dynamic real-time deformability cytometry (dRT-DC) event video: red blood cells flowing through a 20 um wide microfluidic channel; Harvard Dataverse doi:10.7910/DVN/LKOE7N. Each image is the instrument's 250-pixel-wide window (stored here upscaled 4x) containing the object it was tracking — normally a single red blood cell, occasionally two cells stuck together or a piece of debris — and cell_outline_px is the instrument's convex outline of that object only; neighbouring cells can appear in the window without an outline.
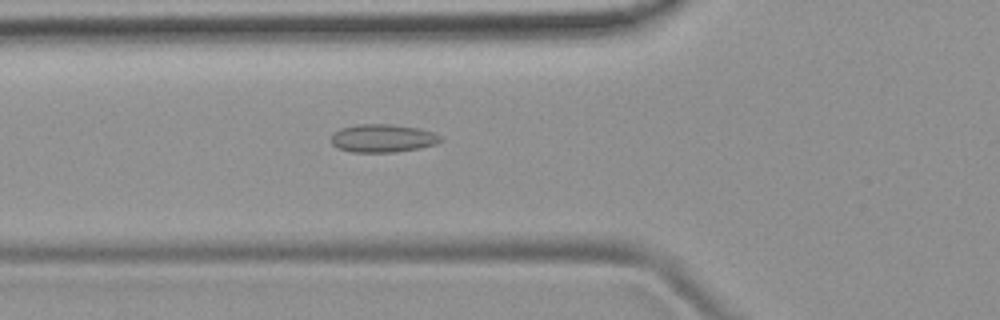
{"species": "common noctule bat (a hibernating species)", "species_latin": "Nyctalus noctula", "temperature_condition": "room temperature", "stored_images_in_passage": 52, "camera_frame_rate_fps": 3000, "um_per_image_px": 0.085, "animal": {"sex": "female", "body_mass_g": 19.9}, "frame": {"image": 1, "passage_image": 18, "time_ms": 5.667, "image_size_px": [1000, 320], "cell_outline_px": [[444, 140], [436, 144], [420, 148], [396, 152], [352, 152], [336, 148], [332, 144], [332, 136], [340, 128], [356, 124], [392, 124], [420, 128], [432, 132], [440, 136]], "centroid_in_image_um": [32.55, 11.75], "position_along_channel_um": 93.3, "area_um2": 18.03}}
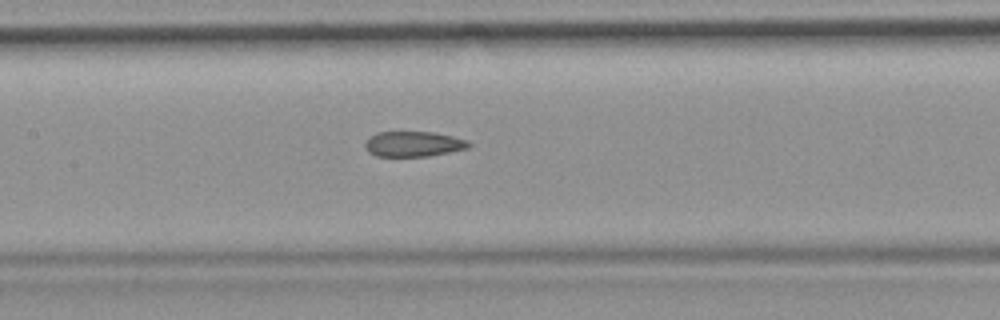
{"frame": {"image": 2, "passage_image": 24, "time_ms": 7.667, "image_size_px": [1000, 320], "cell_outline_px": [[472, 144], [468, 148], [428, 156], [376, 156], [368, 152], [364, 148], [364, 144], [372, 136], [380, 132], [432, 132], [452, 136], [468, 140]], "centroid_in_image_um": [35.15, 12.24], "position_along_channel_um": 172.2, "area_um2": 15.14}}
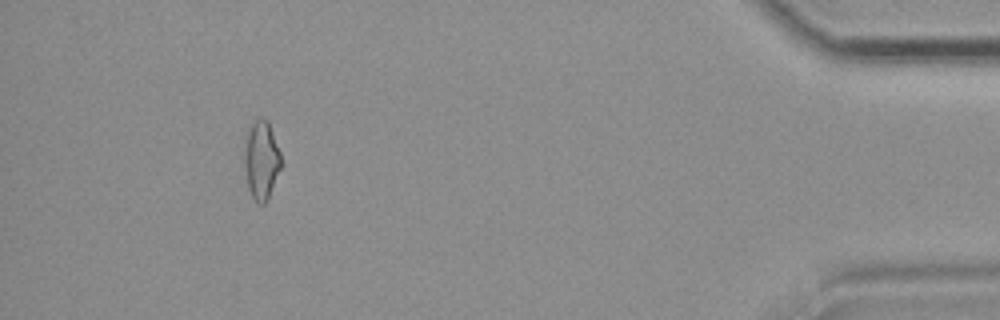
{"frame": {"image": 3, "passage_image": 47, "time_ms": 15.333, "image_size_px": [1000, 320], "cell_outline_px": [[280, 168], [268, 200], [264, 204], [260, 204], [252, 196], [248, 188], [244, 168], [244, 148], [248, 132], [252, 124], [256, 120], [268, 120], [280, 152]], "centroid_in_image_um": [22.21, 13.64], "position_along_channel_um": 413.0, "area_um2": 16.47}, "authors_computed_cell_mechanics": {"area_um2": 16.8198, "velocity_mm_per_s": 3.9309, "shape_relaxation_time_tau1_ms": null, "shape_relaxation_time_tau2_ms": 2.7463, "deformation_change_tau1": null, "deformation_change_tau2": 0.1106}}